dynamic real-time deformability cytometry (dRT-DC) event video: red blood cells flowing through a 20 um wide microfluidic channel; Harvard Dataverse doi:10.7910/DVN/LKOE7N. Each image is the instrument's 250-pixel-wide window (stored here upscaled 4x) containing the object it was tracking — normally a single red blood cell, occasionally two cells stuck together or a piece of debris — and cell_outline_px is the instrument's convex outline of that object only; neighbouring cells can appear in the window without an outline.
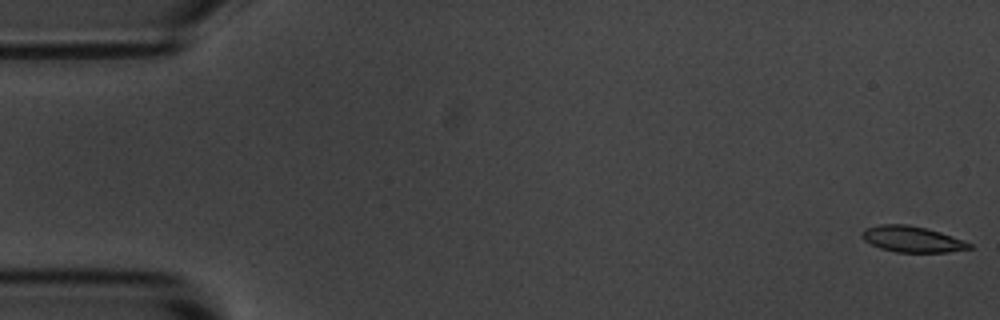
{"species": "common noctule bat (a hibernating species)", "species_latin": "Nyctalus noctula", "temperature_condition": "room temperature", "stored_images_in_passage": 56, "camera_frame_rate_fps": 3000, "um_per_image_px": 0.085, "animal": {"sex": "male", "body_mass_g": 20.1, "forearm_length_mm": 53.5}, "frame": {"image": 1, "passage_image": 1, "time_ms": 0.0, "image_size_px": [1000, 320], "cell_outline_px": [[972, 248], [948, 252], [896, 252], [880, 248], [864, 240], [860, 236], [860, 232], [864, 228], [880, 224], [908, 224], [940, 232], [964, 240], [972, 244]], "centroid_in_image_um": [77.5, 20.32], "position_along_channel_um": 7.5, "area_um2": 16.3}}
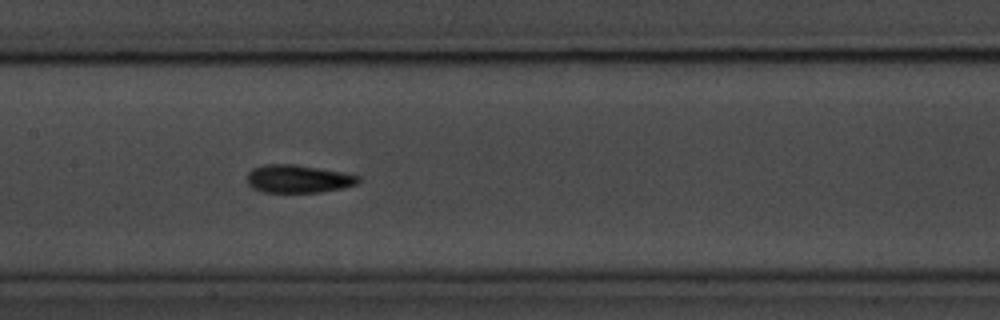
{"frame": {"image": 2, "passage_image": 27, "time_ms": 8.667, "image_size_px": [1000, 320], "cell_outline_px": [[360, 180], [356, 184], [344, 188], [320, 192], [264, 192], [252, 188], [248, 184], [248, 172], [252, 168], [264, 164], [296, 164], [344, 172], [360, 176]], "centroid_in_image_um": [25.35, 15.19], "position_along_channel_um": 182.0, "area_um2": 18.26}}
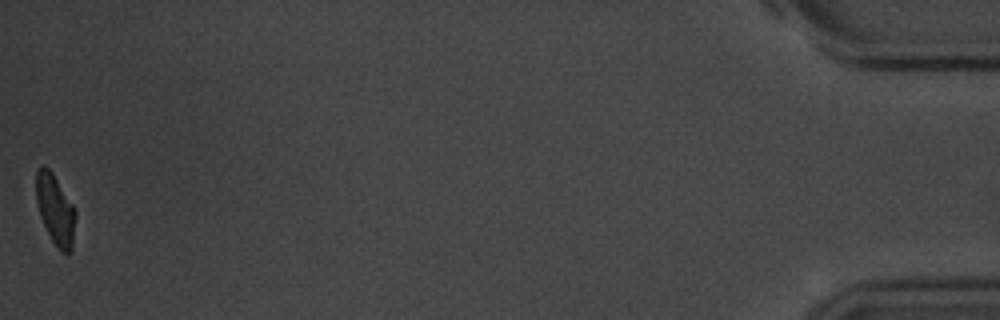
{"frame": {"image": 3, "passage_image": 56, "time_ms": 18.333, "image_size_px": [1000, 320], "cell_outline_px": [[76, 216], [72, 248], [68, 252], [60, 252], [56, 248], [40, 216], [36, 200], [36, 168], [44, 164], [52, 172], [72, 204], [76, 212]], "centroid_in_image_um": [4.69, 17.8], "position_along_channel_um": 430.5, "area_um2": 16.07}, "authors_computed_cell_mechanics": {"area_um2": 16.9932, "velocity_mm_per_s": 3.5838, "shape_relaxation_time_tau1_ms": 2.7969, "shape_relaxation_time_tau2_ms": 2.7544, "deformation_change_tau1": 0.1139, "deformation_change_tau2": 0.0799}}